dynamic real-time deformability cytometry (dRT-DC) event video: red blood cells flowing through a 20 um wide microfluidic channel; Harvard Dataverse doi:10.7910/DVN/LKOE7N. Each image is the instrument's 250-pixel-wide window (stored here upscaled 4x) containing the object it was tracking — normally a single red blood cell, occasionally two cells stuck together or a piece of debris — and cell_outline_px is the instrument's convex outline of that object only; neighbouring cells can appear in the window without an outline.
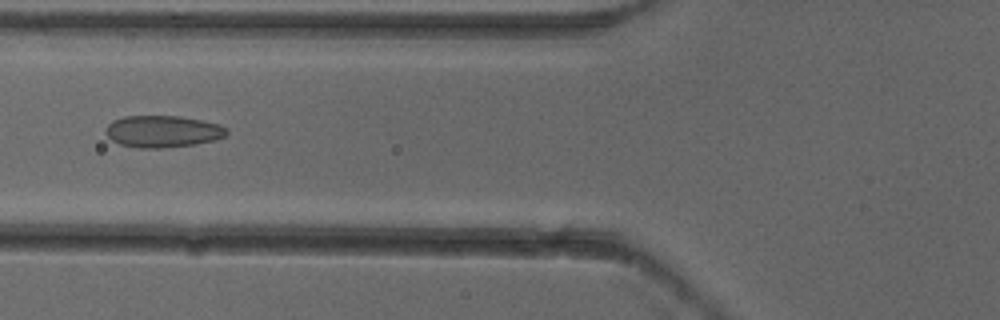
{"species": "common noctule bat (a hibernating species)", "species_latin": "Nyctalus noctula", "temperature_condition": "cold", "stored_images_in_passage": 7, "camera_frame_rate_fps": 3000, "um_per_image_px": 0.085, "animal": {"sex": "female"}, "frame": {"image": 1, "passage_image": 6, "time_ms": 1.667, "image_size_px": [1000, 320], "cell_outline_px": [[228, 132], [224, 136], [216, 140], [196, 144], [164, 148], [136, 148], [120, 144], [112, 140], [104, 132], [108, 124], [112, 120], [124, 116], [180, 116], [220, 124], [228, 128]], "centroid_in_image_um": [13.83, 11.17], "position_along_channel_um": 112.0, "area_um2": 22.66}}
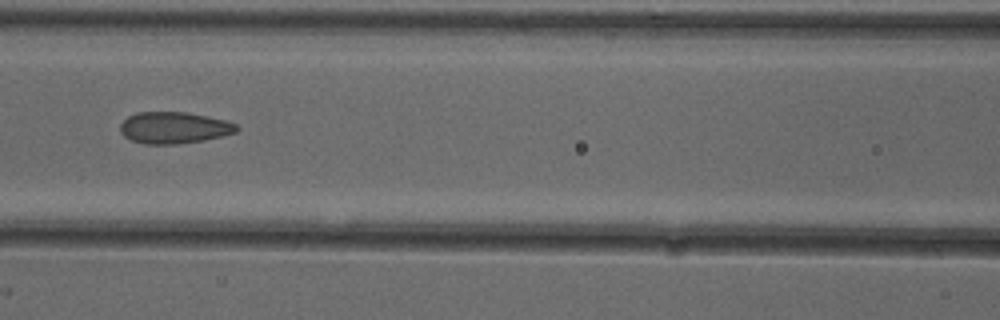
{"frame": {"image": 2, "passage_image": 7, "time_ms": 2.0, "image_size_px": [1000, 320], "cell_outline_px": [[240, 128], [236, 132], [204, 140], [176, 144], [144, 144], [132, 140], [124, 136], [120, 132], [120, 124], [128, 116], [136, 112], [188, 112], [224, 120], [236, 124]], "centroid_in_image_um": [14.77, 10.85], "position_along_channel_um": 151.8, "area_um2": 21.39}}